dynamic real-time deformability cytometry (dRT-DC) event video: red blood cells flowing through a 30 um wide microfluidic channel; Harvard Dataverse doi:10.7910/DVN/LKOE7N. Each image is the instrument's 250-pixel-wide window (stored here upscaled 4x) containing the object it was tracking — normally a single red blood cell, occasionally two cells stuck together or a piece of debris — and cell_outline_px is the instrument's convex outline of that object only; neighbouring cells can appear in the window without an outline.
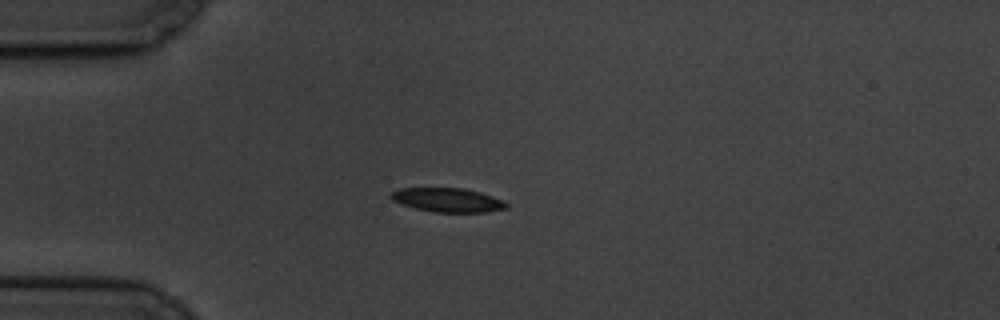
{"species": "common noctule bat (a hibernating species)", "species_latin": "Nyctalus noctula", "temperature_condition": "cold", "stored_images_in_passage": 6, "camera_frame_rate_fps": 3000, "um_per_image_px": 0.085, "animal": {"sex": "male", "body_mass_g": 19.5, "forearm_length_mm": 54.6}, "frame": {"image": 1, "passage_image": 4, "time_ms": 3.667, "image_size_px": [1000, 320], "cell_outline_px": [[508, 208], [484, 212], [436, 212], [416, 208], [400, 204], [392, 200], [388, 196], [392, 192], [400, 188], [464, 188], [480, 192], [504, 200], [508, 204]], "centroid_in_image_um": [38.05, 16.99], "position_along_channel_um": 47.0, "area_um2": 16.18}}
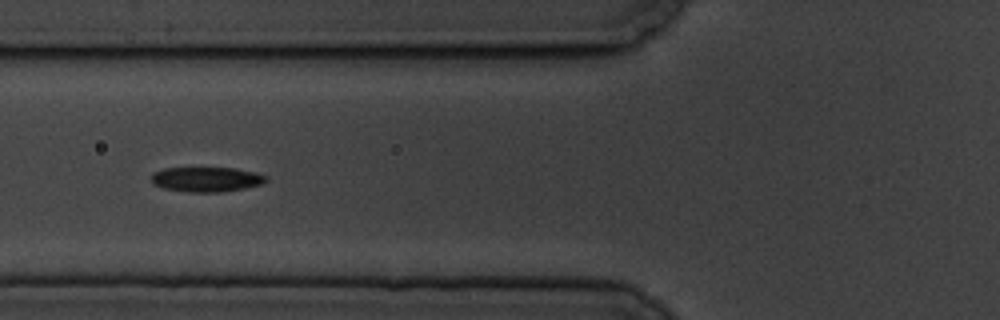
{"frame": {"image": 2, "passage_image": 6, "time_ms": 6.0, "image_size_px": [1000, 320], "cell_outline_px": [[268, 180], [260, 184], [244, 188], [220, 192], [188, 192], [164, 188], [152, 184], [152, 172], [164, 168], [236, 168], [256, 172], [268, 176]], "centroid_in_image_um": [17.55, 15.24], "position_along_channel_um": 108.3, "area_um2": 16.65}}